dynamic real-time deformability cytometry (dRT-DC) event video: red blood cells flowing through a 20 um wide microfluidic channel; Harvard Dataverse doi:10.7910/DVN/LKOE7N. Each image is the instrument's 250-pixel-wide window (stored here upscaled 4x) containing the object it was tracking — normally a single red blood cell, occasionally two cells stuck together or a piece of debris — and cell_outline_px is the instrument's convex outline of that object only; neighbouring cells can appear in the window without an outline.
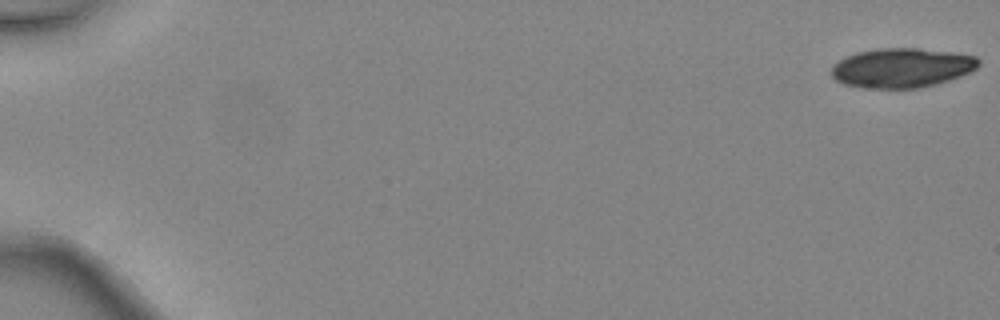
{"species": "common noctule bat (a hibernating species)", "species_latin": "Nyctalus noctula", "temperature_condition": "warm", "stored_images_in_passage": 5, "camera_frame_rate_fps": 3000, "um_per_image_px": 0.085, "animal": {"sex": "female", "body_mass_g": 24.6, "forearm_length_mm": 56.2}, "frame": {"image": 1, "passage_image": 1, "time_ms": 0.0, "image_size_px": [1000, 320], "cell_outline_px": [[980, 64], [976, 68], [960, 76], [936, 84], [920, 88], [876, 88], [844, 84], [836, 80], [832, 76], [832, 64], [844, 56], [856, 52], [880, 48], [920, 48], [952, 52], [976, 56], [980, 60]], "centroid_in_image_um": [76.65, 5.75], "position_along_channel_um": 8.4, "area_um2": 33.87}}